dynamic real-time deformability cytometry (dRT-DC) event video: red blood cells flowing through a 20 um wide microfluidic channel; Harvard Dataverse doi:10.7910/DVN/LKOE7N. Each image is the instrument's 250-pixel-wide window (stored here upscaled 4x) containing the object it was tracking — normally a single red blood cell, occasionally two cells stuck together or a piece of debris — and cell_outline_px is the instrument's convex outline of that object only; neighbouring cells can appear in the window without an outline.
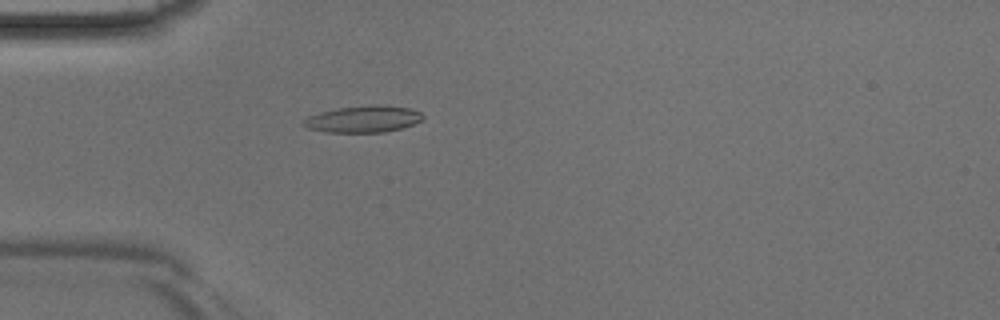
{"species": "Egyptian fruit bat (a non-hibernating species)", "species_latin": "Rousettus aegyptiacus", "temperature_condition": "room temperature", "stored_images_in_passage": 36, "camera_frame_rate_fps": 3000, "um_per_image_px": 0.085, "animal": {"sex": "male"}, "frame": {"image": 1, "passage_image": 4, "time_ms": 1.0, "image_size_px": [1000, 320], "cell_outline_px": [[424, 116], [420, 120], [412, 124], [400, 128], [384, 132], [328, 132], [308, 128], [300, 124], [308, 116], [320, 112], [340, 108], [372, 104], [380, 104], [408, 108], [420, 112]], "centroid_in_image_um": [30.85, 10.11], "position_along_channel_um": 54.1, "area_um2": 18.38}}
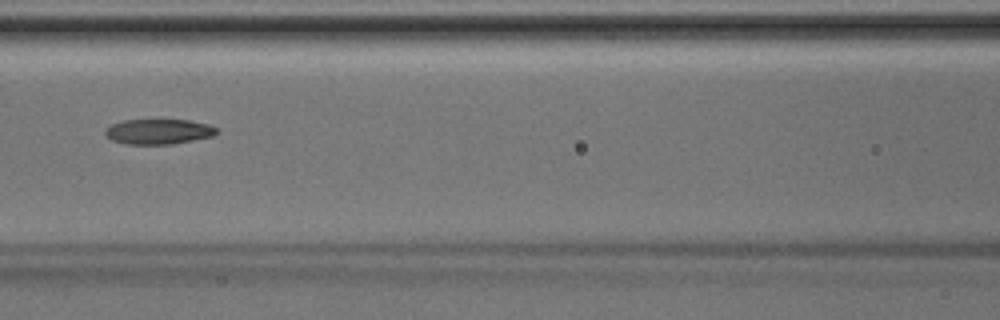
{"frame": {"image": 2, "passage_image": 11, "time_ms": 3.333, "image_size_px": [1000, 320], "cell_outline_px": [[220, 132], [212, 136], [172, 144], [124, 144], [112, 140], [104, 132], [112, 124], [124, 120], [188, 120], [208, 124], [216, 128]], "centroid_in_image_um": [13.5, 11.19], "position_along_channel_um": 153.1, "area_um2": 16.18}}
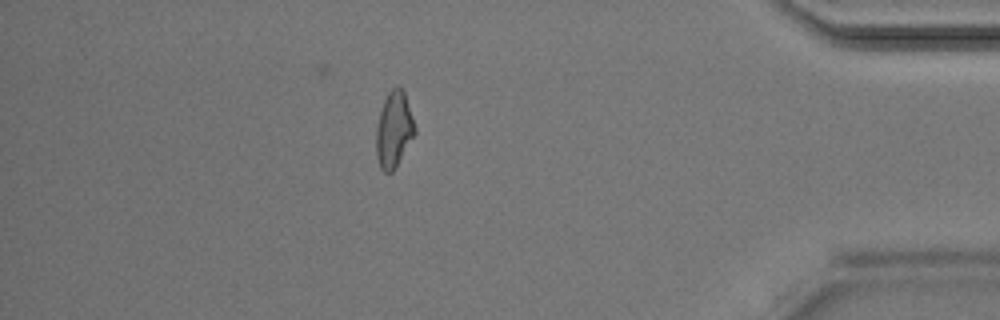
{"frame": {"image": 3, "passage_image": 30, "time_ms": 9.667, "image_size_px": [1000, 320], "cell_outline_px": [[416, 132], [392, 172], [384, 172], [380, 168], [376, 156], [376, 128], [380, 112], [384, 100], [388, 92], [396, 84], [404, 92], [416, 128]], "centroid_in_image_um": [33.47, 11.01], "position_along_channel_um": 401.7, "area_um2": 16.88}}